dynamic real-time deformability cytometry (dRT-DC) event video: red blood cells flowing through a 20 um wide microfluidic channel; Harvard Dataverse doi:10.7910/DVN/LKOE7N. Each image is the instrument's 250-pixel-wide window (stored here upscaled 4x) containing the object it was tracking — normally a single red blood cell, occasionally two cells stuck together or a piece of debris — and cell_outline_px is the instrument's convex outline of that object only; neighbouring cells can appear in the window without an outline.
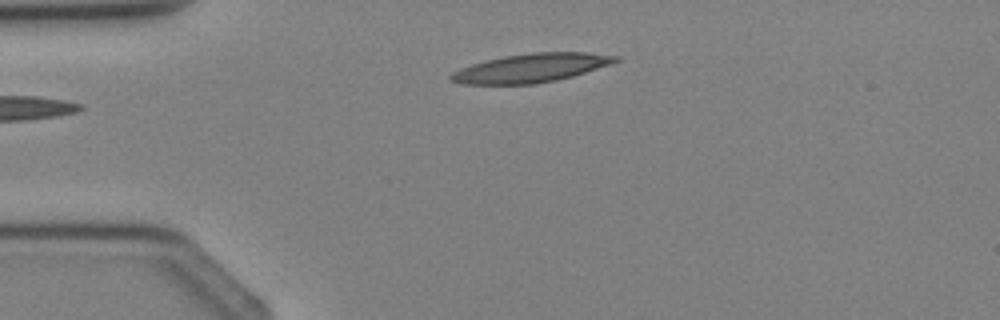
{"species": "Egyptian fruit bat (a non-hibernating species)", "species_latin": "Rousettus aegyptiacus", "temperature_condition": "cold", "stored_images_in_passage": 3, "camera_frame_rate_fps": 3000, "um_per_image_px": 0.085, "animal": {"sex": "female"}, "frame": {"image": 1, "passage_image": 3, "time_ms": 2.333, "image_size_px": [1000, 320], "cell_outline_px": [[620, 60], [612, 64], [572, 76], [556, 80], [536, 84], [464, 84], [448, 80], [448, 76], [452, 72], [460, 68], [484, 60], [504, 56], [532, 52], [588, 52], [620, 56]], "centroid_in_image_um": [45.14, 5.77], "position_along_channel_um": 39.9, "area_um2": 27.74}}